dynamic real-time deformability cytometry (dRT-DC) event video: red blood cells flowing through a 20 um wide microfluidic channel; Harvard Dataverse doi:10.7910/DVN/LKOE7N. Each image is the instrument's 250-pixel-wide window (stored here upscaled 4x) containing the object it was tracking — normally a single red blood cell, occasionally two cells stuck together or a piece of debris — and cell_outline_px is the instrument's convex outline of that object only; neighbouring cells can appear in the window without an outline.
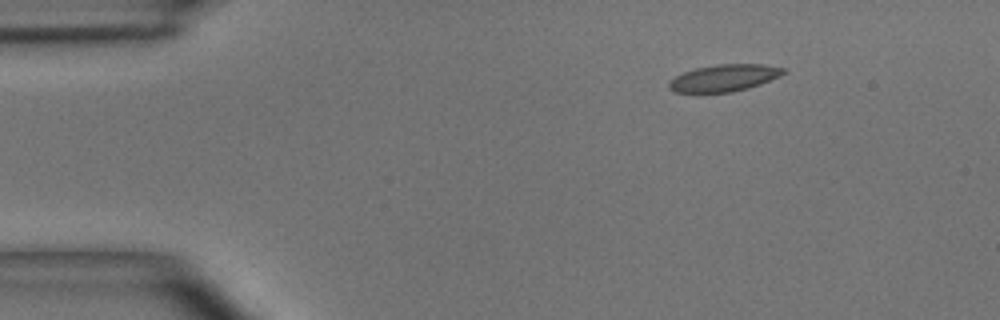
{"species": "common noctule bat (a hibernating species)", "species_latin": "Nyctalus noctula", "temperature_condition": "room temperature", "stored_images_in_passage": 43, "camera_frame_rate_fps": 3000, "um_per_image_px": 0.085, "animal": {"sex": "male", "body_mass_g": 15.6}, "frame": {"image": 1, "passage_image": 1, "time_ms": 0.0, "image_size_px": [1000, 320], "cell_outline_px": [[788, 72], [780, 76], [760, 84], [748, 88], [732, 92], [676, 92], [668, 88], [668, 84], [676, 76], [684, 72], [696, 68], [716, 64], [764, 64], [784, 68]], "centroid_in_image_um": [61.59, 6.61], "position_along_channel_um": 23.4, "area_um2": 17.86}}
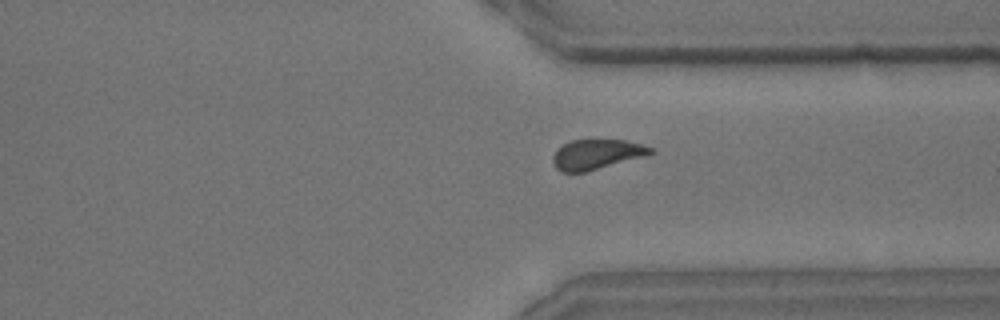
{"frame": {"image": 2, "passage_image": 31, "time_ms": 10.0, "image_size_px": [1000, 320], "cell_outline_px": [[656, 152], [648, 156], [584, 172], [560, 172], [556, 168], [552, 160], [552, 156], [564, 144], [572, 140], [624, 140], [640, 144], [652, 148]], "centroid_in_image_um": [50.75, 13.13], "position_along_channel_um": 360.7, "area_um2": 16.99}}
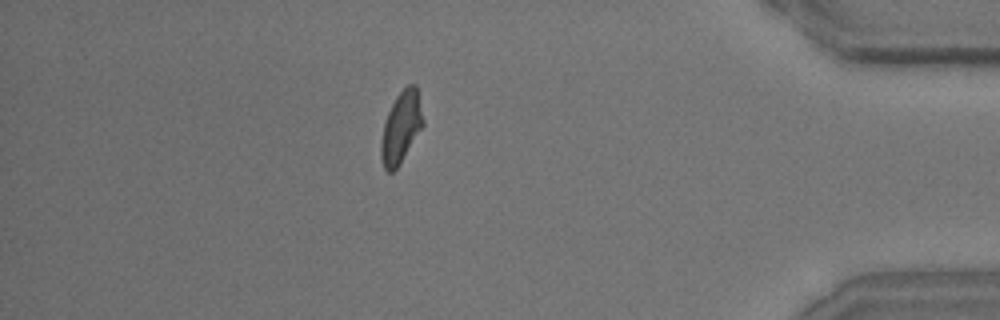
{"frame": {"image": 3, "passage_image": 37, "time_ms": 12.0, "image_size_px": [1000, 320], "cell_outline_px": [[424, 124], [396, 168], [392, 172], [388, 172], [384, 168], [380, 156], [380, 144], [384, 124], [388, 112], [396, 96], [408, 84], [416, 84], [424, 120]], "centroid_in_image_um": [34.08, 10.8], "position_along_channel_um": 401.1, "area_um2": 17.17}, "authors_computed_cell_mechanics": {"area_um2": 17.8024, "velocity_mm_per_s": 4.0483, "shape_relaxation_time_tau1_ms": 4.4247, "shape_relaxation_time_tau2_ms": 1.0765, "deformation_change_tau1": 0.1385, "deformation_change_tau2": 0.0606}}